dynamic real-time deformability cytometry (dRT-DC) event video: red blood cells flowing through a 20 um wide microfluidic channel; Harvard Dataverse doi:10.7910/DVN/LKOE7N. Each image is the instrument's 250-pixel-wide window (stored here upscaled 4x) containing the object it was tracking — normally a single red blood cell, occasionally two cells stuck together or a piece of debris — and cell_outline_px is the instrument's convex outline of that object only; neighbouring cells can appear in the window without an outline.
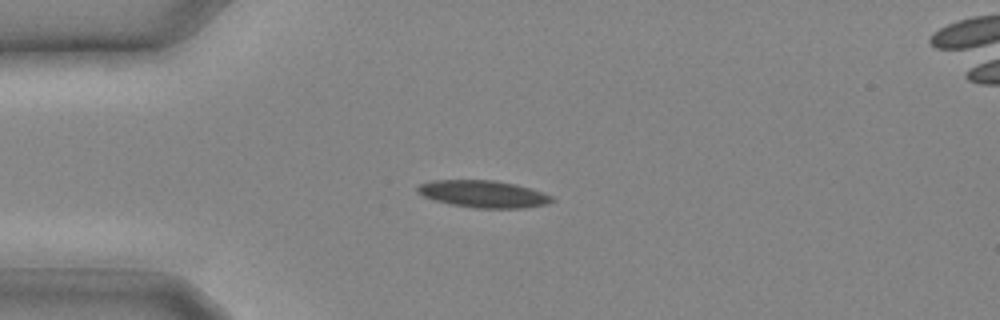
{"species": "common noctule bat (a hibernating species)", "species_latin": "Nyctalus noctula", "temperature_condition": "cold", "stored_images_in_passage": 9, "camera_frame_rate_fps": 3000, "um_per_image_px": 0.085, "animal": {"sex": "male", "body_mass_g": 20.4}, "frame": {"image": 1, "passage_image": 6, "time_ms": 1.667, "image_size_px": [1000, 320], "cell_outline_px": [[556, 200], [548, 204], [524, 208], [472, 208], [448, 204], [424, 196], [416, 192], [416, 188], [420, 184], [432, 180], [496, 180], [516, 184], [552, 196]], "centroid_in_image_um": [41.07, 16.49], "position_along_channel_um": 43.9, "area_um2": 21.33}}
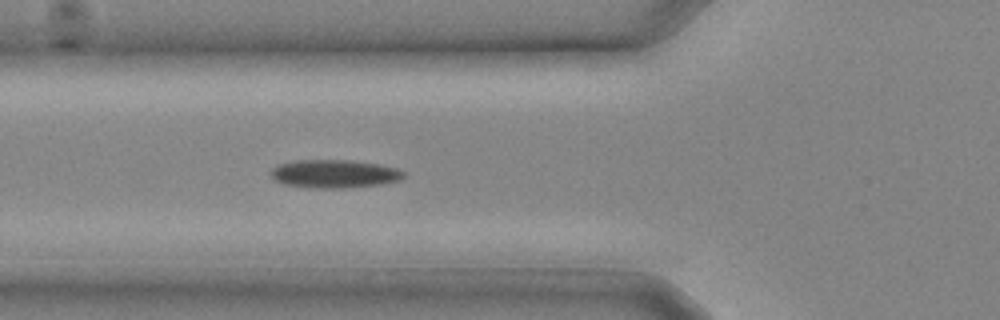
{"frame": {"image": 2, "passage_image": 9, "time_ms": 2.667, "image_size_px": [1000, 320], "cell_outline_px": [[404, 176], [400, 180], [380, 184], [344, 188], [308, 188], [284, 184], [276, 180], [272, 176], [272, 168], [276, 164], [296, 160], [352, 160], [380, 164], [396, 168], [404, 172]], "centroid_in_image_um": [28.41, 14.77], "position_along_channel_um": 97.4, "area_um2": 21.91}}